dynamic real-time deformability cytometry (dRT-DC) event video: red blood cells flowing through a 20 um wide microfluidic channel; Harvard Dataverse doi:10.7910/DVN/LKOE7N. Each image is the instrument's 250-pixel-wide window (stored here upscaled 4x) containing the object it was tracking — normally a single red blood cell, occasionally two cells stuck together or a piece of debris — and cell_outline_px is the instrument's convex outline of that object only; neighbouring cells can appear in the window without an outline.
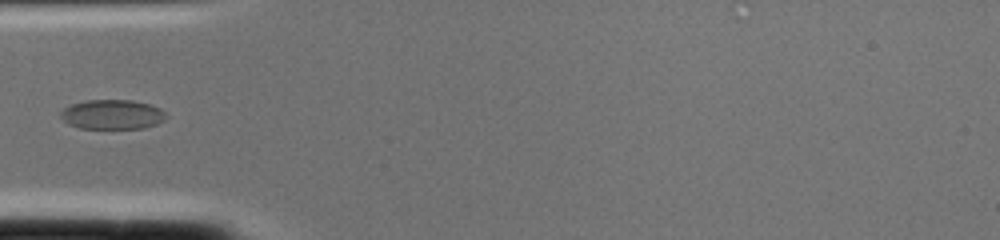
{"species": "common noctule bat (a hibernating species)", "species_latin": "Nyctalus noctula", "temperature_condition": "cold", "stored_images_in_passage": 2, "camera_frame_rate_fps": 3000, "um_per_image_px": 0.085, "animal": {"sex": "female", "body_mass_g": 22.0, "forearm_length_mm": 56.7}, "frame": {"image": 1, "passage_image": 2, "time_ms": 0.333, "image_size_px": [1000, 240], "cell_outline_px": [[168, 116], [164, 120], [156, 124], [144, 128], [80, 128], [68, 124], [60, 116], [60, 112], [64, 108], [72, 104], [88, 100], [132, 100], [148, 104], [160, 108]], "centroid_in_image_um": [9.55, 9.73], "position_along_channel_um": 75.5, "area_um2": 18.09}}